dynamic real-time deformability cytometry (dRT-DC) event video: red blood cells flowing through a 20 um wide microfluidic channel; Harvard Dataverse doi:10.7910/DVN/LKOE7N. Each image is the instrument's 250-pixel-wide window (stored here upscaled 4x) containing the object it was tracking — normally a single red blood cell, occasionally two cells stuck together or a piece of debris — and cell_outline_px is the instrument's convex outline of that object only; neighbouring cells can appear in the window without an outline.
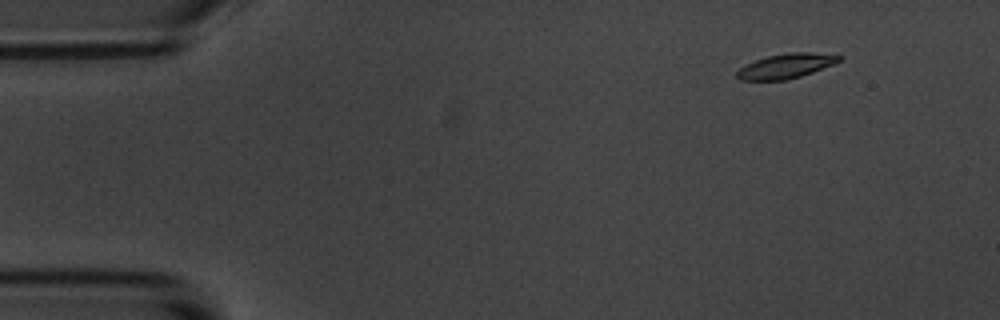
{"species": "common noctule bat (a hibernating species)", "species_latin": "Nyctalus noctula", "temperature_condition": "room temperature", "stored_images_in_passage": 5, "camera_frame_rate_fps": 3000, "um_per_image_px": 0.085, "animal": {"sex": "male", "body_mass_g": 20.1, "forearm_length_mm": 53.5}, "frame": {"image": 1, "passage_image": 2, "time_ms": 1.333, "image_size_px": [1000, 320], "cell_outline_px": [[844, 56], [840, 60], [832, 64], [812, 72], [800, 76], [784, 80], [740, 80], [736, 76], [736, 72], [740, 68], [756, 60], [768, 56], [792, 52], [808, 52]], "centroid_in_image_um": [66.79, 5.61], "position_along_channel_um": 18.2, "area_um2": 14.33}}